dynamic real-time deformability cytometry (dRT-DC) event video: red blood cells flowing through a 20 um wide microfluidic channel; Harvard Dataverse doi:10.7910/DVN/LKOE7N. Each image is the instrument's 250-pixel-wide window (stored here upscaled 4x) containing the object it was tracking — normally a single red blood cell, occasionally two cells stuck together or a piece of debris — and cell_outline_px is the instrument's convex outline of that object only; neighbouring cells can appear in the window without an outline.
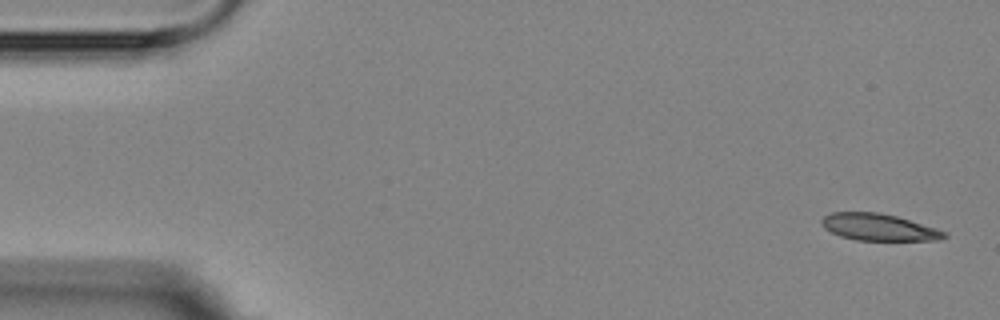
{"species": "Egyptian fruit bat (a non-hibernating species)", "species_latin": "Rousettus aegyptiacus", "temperature_condition": "room temperature", "stored_images_in_passage": 5, "camera_frame_rate_fps": 3000, "um_per_image_px": 0.085, "animal": {"sex": "female"}, "frame": {"image": 1, "passage_image": 1, "time_ms": 0.0, "image_size_px": [1000, 320], "cell_outline_px": [[948, 236], [940, 240], [856, 240], [840, 236], [824, 228], [820, 224], [820, 220], [824, 216], [832, 212], [876, 212], [896, 216], [936, 228], [948, 232]], "centroid_in_image_um": [74.68, 19.31], "position_along_channel_um": 10.3, "area_um2": 19.19}}
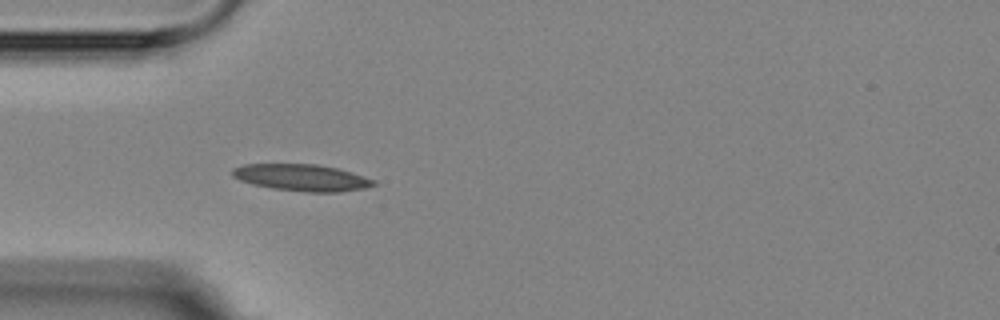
{"frame": {"image": 2, "passage_image": 5, "time_ms": 4.667, "image_size_px": [1000, 320], "cell_outline_px": [[376, 184], [364, 188], [340, 192], [304, 192], [272, 188], [252, 184], [240, 180], [232, 176], [232, 168], [244, 164], [316, 164], [336, 168], [352, 172], [376, 180]], "centroid_in_image_um": [25.64, 15.09], "position_along_channel_um": 59.4, "area_um2": 22.02}}